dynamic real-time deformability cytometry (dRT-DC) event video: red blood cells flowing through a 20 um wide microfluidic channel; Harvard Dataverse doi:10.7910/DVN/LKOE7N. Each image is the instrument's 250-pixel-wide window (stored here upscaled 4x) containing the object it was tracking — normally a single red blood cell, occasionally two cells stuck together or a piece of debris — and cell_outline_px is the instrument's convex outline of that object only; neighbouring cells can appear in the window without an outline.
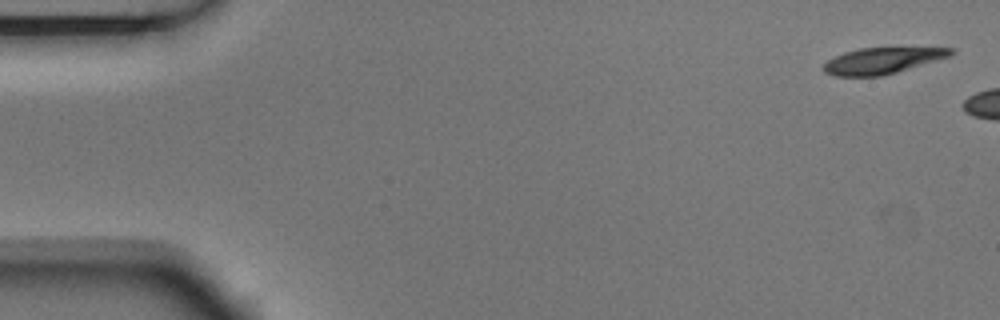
{"species": "Egyptian fruit bat (a non-hibernating species)", "species_latin": "Rousettus aegyptiacus", "temperature_condition": "room temperature", "stored_images_in_passage": 2, "camera_frame_rate_fps": 3000, "um_per_image_px": 0.085, "animal": {"sex": "male"}, "frame": {"image": 1, "passage_image": 1, "time_ms": 0.0, "image_size_px": [1000, 320], "cell_outline_px": [[956, 52], [952, 56], [884, 76], [832, 76], [824, 72], [824, 64], [828, 60], [844, 52], [860, 48], [956, 48]], "centroid_in_image_um": [75.04, 5.16], "position_along_channel_um": 10.0, "area_um2": 19.48}}